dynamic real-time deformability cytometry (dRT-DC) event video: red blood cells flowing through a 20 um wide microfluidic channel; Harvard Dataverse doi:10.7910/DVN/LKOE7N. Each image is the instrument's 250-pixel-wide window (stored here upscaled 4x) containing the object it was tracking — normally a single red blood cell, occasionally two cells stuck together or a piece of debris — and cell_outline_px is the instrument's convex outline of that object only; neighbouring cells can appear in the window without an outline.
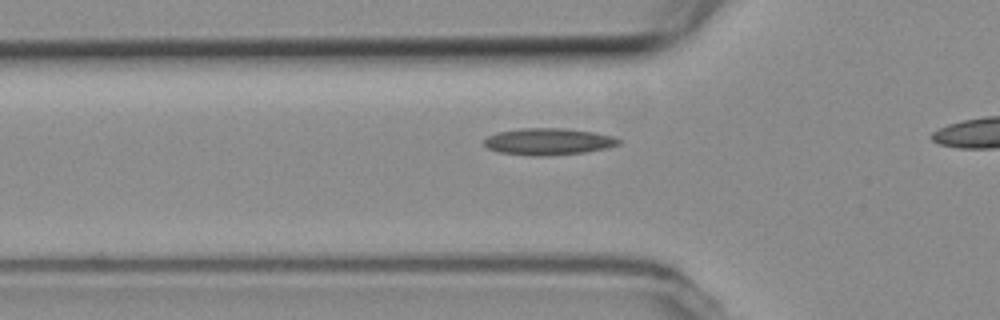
{"species": "common noctule bat (a hibernating species)", "species_latin": "Nyctalus noctula", "temperature_condition": "room temperature", "stored_images_in_passage": 17, "camera_frame_rate_fps": 3000, "um_per_image_px": 0.085, "animal": {"sex": "female", "body_mass_g": 19.3, "forearm_length_mm": 54.1}, "frame": {"image": 1, "passage_image": 8, "time_ms": 2.333, "image_size_px": [1000, 320], "cell_outline_px": [[620, 144], [608, 148], [584, 152], [548, 156], [532, 156], [500, 152], [488, 148], [484, 144], [484, 140], [488, 136], [496, 132], [520, 128], [564, 128], [592, 132], [616, 136], [620, 140]], "centroid_in_image_um": [46.63, 12.03], "position_along_channel_um": 79.2, "area_um2": 21.1}}
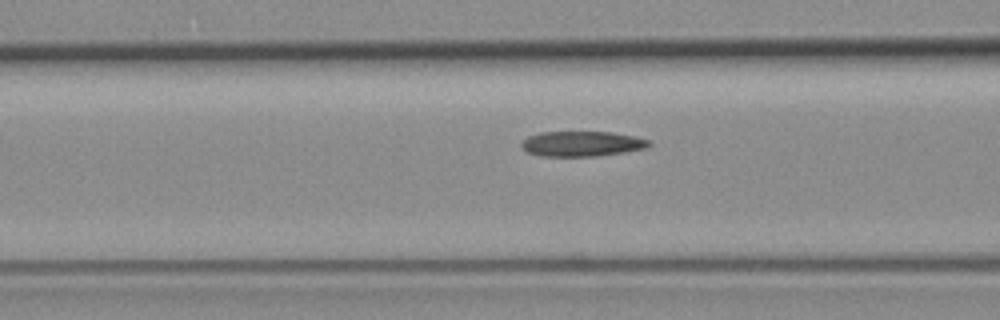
{"frame": {"image": 2, "passage_image": 11, "time_ms": 3.333, "image_size_px": [1000, 320], "cell_outline_px": [[652, 144], [644, 148], [624, 152], [596, 156], [540, 156], [528, 152], [520, 148], [520, 144], [528, 136], [540, 132], [612, 132], [636, 136], [648, 140]], "centroid_in_image_um": [49.43, 12.22], "position_along_channel_um": 117.2, "area_um2": 18.73}}
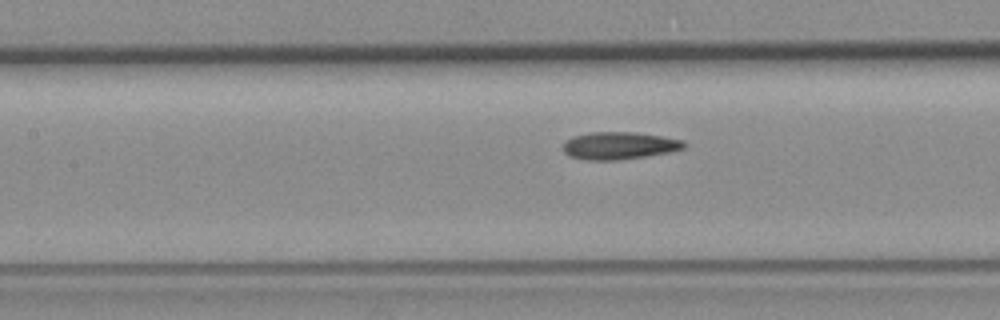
{"frame": {"image": 3, "passage_image": 14, "time_ms": 4.333, "image_size_px": [1000, 320], "cell_outline_px": [[688, 144], [684, 148], [668, 152], [644, 156], [616, 160], [584, 160], [568, 156], [564, 152], [564, 140], [572, 136], [592, 132], [636, 132], [684, 140]], "centroid_in_image_um": [52.6, 12.37], "position_along_channel_um": 154.8, "area_um2": 19.36}}